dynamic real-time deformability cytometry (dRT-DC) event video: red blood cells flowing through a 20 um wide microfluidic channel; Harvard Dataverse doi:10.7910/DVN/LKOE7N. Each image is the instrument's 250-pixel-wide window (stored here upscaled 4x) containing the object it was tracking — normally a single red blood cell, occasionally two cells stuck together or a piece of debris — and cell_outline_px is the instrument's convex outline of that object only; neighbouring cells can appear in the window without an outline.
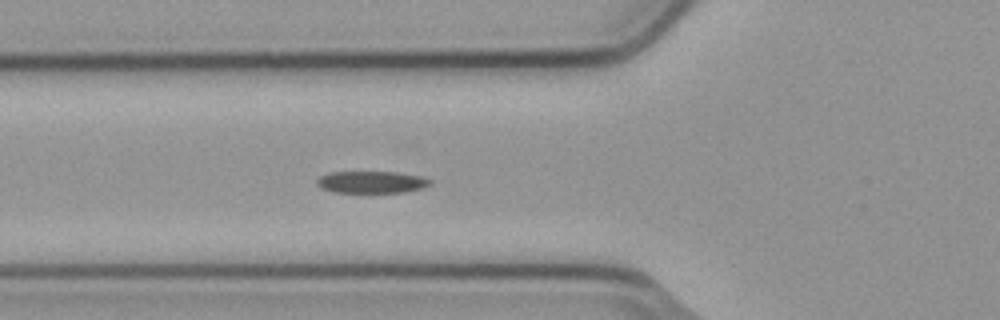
{"species": "common noctule bat (a hibernating species)", "species_latin": "Nyctalus noctula", "temperature_condition": "cold", "stored_images_in_passage": 4, "camera_frame_rate_fps": 3000, "um_per_image_px": 0.085, "animal": {"sex": "male", "body_mass_g": 23.1, "forearm_length_mm": 52.7}, "frame": {"image": 1, "passage_image": 4, "time_ms": 1.0, "image_size_px": [1000, 320], "cell_outline_px": [[432, 184], [424, 188], [404, 192], [332, 192], [320, 188], [316, 184], [316, 180], [320, 176], [328, 172], [396, 172], [424, 176], [432, 180]], "centroid_in_image_um": [31.6, 15.47], "position_along_channel_um": 94.2, "area_um2": 14.74}}